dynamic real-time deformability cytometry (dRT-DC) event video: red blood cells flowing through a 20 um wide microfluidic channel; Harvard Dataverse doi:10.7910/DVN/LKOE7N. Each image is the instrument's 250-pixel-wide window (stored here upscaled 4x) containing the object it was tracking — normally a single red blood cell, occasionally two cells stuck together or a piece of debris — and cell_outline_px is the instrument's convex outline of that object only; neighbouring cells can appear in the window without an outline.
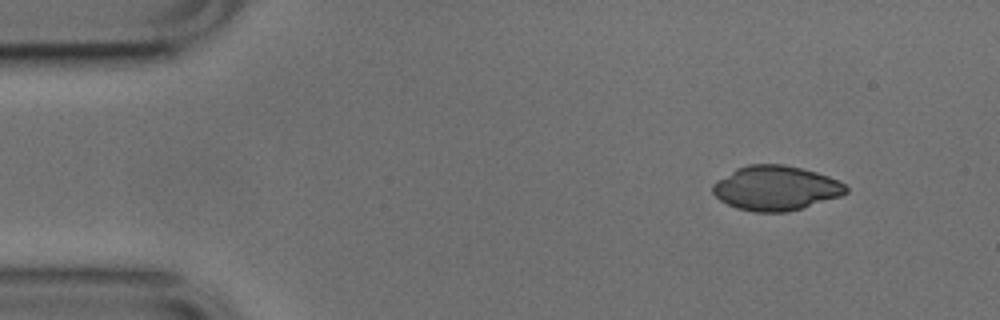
{"species": "common noctule bat (a hibernating species)", "species_latin": "Nyctalus noctula", "temperature_condition": "cold", "stored_images_in_passage": 11, "camera_frame_rate_fps": 3000, "um_per_image_px": 0.085, "animal": {"sex": "male", "body_mass_g": 17.9, "forearm_length_mm": 54.2}, "frame": {"image": 1, "passage_image": 4, "time_ms": 1.0, "image_size_px": [1000, 320], "cell_outline_px": [[848, 192], [840, 196], [788, 212], [756, 212], [736, 208], [720, 200], [712, 192], [712, 184], [716, 180], [736, 168], [748, 164], [784, 164], [816, 172], [828, 176], [844, 184], [848, 188]], "centroid_in_image_um": [65.91, 15.98], "position_along_channel_um": 19.1, "area_um2": 34.56}}